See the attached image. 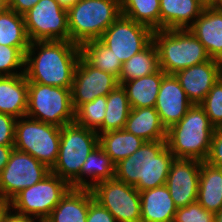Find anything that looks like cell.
Here are the masks:
<instances>
[{
	"instance_id": "6da1fadb",
	"label": "cell",
	"mask_w": 222,
	"mask_h": 222,
	"mask_svg": "<svg viewBox=\"0 0 222 222\" xmlns=\"http://www.w3.org/2000/svg\"><path fill=\"white\" fill-rule=\"evenodd\" d=\"M80 57V46L71 41H33L25 54L24 75L28 82L71 88Z\"/></svg>"
},
{
	"instance_id": "7a4b0ae2",
	"label": "cell",
	"mask_w": 222,
	"mask_h": 222,
	"mask_svg": "<svg viewBox=\"0 0 222 222\" xmlns=\"http://www.w3.org/2000/svg\"><path fill=\"white\" fill-rule=\"evenodd\" d=\"M173 153L166 140L144 142L141 147L115 165V178L139 192L166 185Z\"/></svg>"
},
{
	"instance_id": "3957f363",
	"label": "cell",
	"mask_w": 222,
	"mask_h": 222,
	"mask_svg": "<svg viewBox=\"0 0 222 222\" xmlns=\"http://www.w3.org/2000/svg\"><path fill=\"white\" fill-rule=\"evenodd\" d=\"M214 131L204 109L193 104L182 119L167 130V147L175 158L205 161Z\"/></svg>"
},
{
	"instance_id": "277c9868",
	"label": "cell",
	"mask_w": 222,
	"mask_h": 222,
	"mask_svg": "<svg viewBox=\"0 0 222 222\" xmlns=\"http://www.w3.org/2000/svg\"><path fill=\"white\" fill-rule=\"evenodd\" d=\"M153 42L158 50L159 68L176 74L210 59L204 45L189 29L154 30Z\"/></svg>"
},
{
	"instance_id": "5b68a950",
	"label": "cell",
	"mask_w": 222,
	"mask_h": 222,
	"mask_svg": "<svg viewBox=\"0 0 222 222\" xmlns=\"http://www.w3.org/2000/svg\"><path fill=\"white\" fill-rule=\"evenodd\" d=\"M120 15V0H79L67 10L70 41L99 40Z\"/></svg>"
},
{
	"instance_id": "8992f818",
	"label": "cell",
	"mask_w": 222,
	"mask_h": 222,
	"mask_svg": "<svg viewBox=\"0 0 222 222\" xmlns=\"http://www.w3.org/2000/svg\"><path fill=\"white\" fill-rule=\"evenodd\" d=\"M99 145V134L75 122L61 127L57 161L51 172L71 188H79V173L90 152Z\"/></svg>"
},
{
	"instance_id": "52a82bcc",
	"label": "cell",
	"mask_w": 222,
	"mask_h": 222,
	"mask_svg": "<svg viewBox=\"0 0 222 222\" xmlns=\"http://www.w3.org/2000/svg\"><path fill=\"white\" fill-rule=\"evenodd\" d=\"M26 117L59 127L74 123L71 88L28 82Z\"/></svg>"
},
{
	"instance_id": "ba28073f",
	"label": "cell",
	"mask_w": 222,
	"mask_h": 222,
	"mask_svg": "<svg viewBox=\"0 0 222 222\" xmlns=\"http://www.w3.org/2000/svg\"><path fill=\"white\" fill-rule=\"evenodd\" d=\"M17 120L14 149L30 154L52 169L58 157L61 127L26 116Z\"/></svg>"
},
{
	"instance_id": "9c48e42d",
	"label": "cell",
	"mask_w": 222,
	"mask_h": 222,
	"mask_svg": "<svg viewBox=\"0 0 222 222\" xmlns=\"http://www.w3.org/2000/svg\"><path fill=\"white\" fill-rule=\"evenodd\" d=\"M70 188L65 180L50 172L40 182L21 190L6 205L44 222Z\"/></svg>"
},
{
	"instance_id": "30bf717a",
	"label": "cell",
	"mask_w": 222,
	"mask_h": 222,
	"mask_svg": "<svg viewBox=\"0 0 222 222\" xmlns=\"http://www.w3.org/2000/svg\"><path fill=\"white\" fill-rule=\"evenodd\" d=\"M51 169L28 153L13 149L0 173V204H7L21 190L43 180Z\"/></svg>"
},
{
	"instance_id": "8fae6325",
	"label": "cell",
	"mask_w": 222,
	"mask_h": 222,
	"mask_svg": "<svg viewBox=\"0 0 222 222\" xmlns=\"http://www.w3.org/2000/svg\"><path fill=\"white\" fill-rule=\"evenodd\" d=\"M23 16L30 42L70 41L67 10L56 0H40Z\"/></svg>"
},
{
	"instance_id": "7c38bea8",
	"label": "cell",
	"mask_w": 222,
	"mask_h": 222,
	"mask_svg": "<svg viewBox=\"0 0 222 222\" xmlns=\"http://www.w3.org/2000/svg\"><path fill=\"white\" fill-rule=\"evenodd\" d=\"M99 40L123 64L153 41V30L121 14Z\"/></svg>"
},
{
	"instance_id": "4fadbf2b",
	"label": "cell",
	"mask_w": 222,
	"mask_h": 222,
	"mask_svg": "<svg viewBox=\"0 0 222 222\" xmlns=\"http://www.w3.org/2000/svg\"><path fill=\"white\" fill-rule=\"evenodd\" d=\"M91 191L117 222H141V198L134 186L114 177L97 183Z\"/></svg>"
},
{
	"instance_id": "5bb4252c",
	"label": "cell",
	"mask_w": 222,
	"mask_h": 222,
	"mask_svg": "<svg viewBox=\"0 0 222 222\" xmlns=\"http://www.w3.org/2000/svg\"><path fill=\"white\" fill-rule=\"evenodd\" d=\"M119 85L118 78L111 73L89 65L80 57L71 86V101L74 111L82 104L100 96H107Z\"/></svg>"
},
{
	"instance_id": "9a60e30c",
	"label": "cell",
	"mask_w": 222,
	"mask_h": 222,
	"mask_svg": "<svg viewBox=\"0 0 222 222\" xmlns=\"http://www.w3.org/2000/svg\"><path fill=\"white\" fill-rule=\"evenodd\" d=\"M201 161L174 158L171 163L166 186L174 205L185 207L197 202Z\"/></svg>"
},
{
	"instance_id": "2e32d148",
	"label": "cell",
	"mask_w": 222,
	"mask_h": 222,
	"mask_svg": "<svg viewBox=\"0 0 222 222\" xmlns=\"http://www.w3.org/2000/svg\"><path fill=\"white\" fill-rule=\"evenodd\" d=\"M192 104H200L213 85L222 77V62L209 59L175 74Z\"/></svg>"
},
{
	"instance_id": "e0dca14e",
	"label": "cell",
	"mask_w": 222,
	"mask_h": 222,
	"mask_svg": "<svg viewBox=\"0 0 222 222\" xmlns=\"http://www.w3.org/2000/svg\"><path fill=\"white\" fill-rule=\"evenodd\" d=\"M192 105L175 74H165L158 92L155 109L166 130L178 123Z\"/></svg>"
},
{
	"instance_id": "ac0fdd59",
	"label": "cell",
	"mask_w": 222,
	"mask_h": 222,
	"mask_svg": "<svg viewBox=\"0 0 222 222\" xmlns=\"http://www.w3.org/2000/svg\"><path fill=\"white\" fill-rule=\"evenodd\" d=\"M204 45L209 57L222 62V10L206 5L188 28Z\"/></svg>"
},
{
	"instance_id": "d6986e66",
	"label": "cell",
	"mask_w": 222,
	"mask_h": 222,
	"mask_svg": "<svg viewBox=\"0 0 222 222\" xmlns=\"http://www.w3.org/2000/svg\"><path fill=\"white\" fill-rule=\"evenodd\" d=\"M159 3L160 30L188 29L200 16L207 0H159Z\"/></svg>"
},
{
	"instance_id": "ffe728a7",
	"label": "cell",
	"mask_w": 222,
	"mask_h": 222,
	"mask_svg": "<svg viewBox=\"0 0 222 222\" xmlns=\"http://www.w3.org/2000/svg\"><path fill=\"white\" fill-rule=\"evenodd\" d=\"M27 106L28 80L25 75L0 76V113L23 118Z\"/></svg>"
},
{
	"instance_id": "44dd1931",
	"label": "cell",
	"mask_w": 222,
	"mask_h": 222,
	"mask_svg": "<svg viewBox=\"0 0 222 222\" xmlns=\"http://www.w3.org/2000/svg\"><path fill=\"white\" fill-rule=\"evenodd\" d=\"M91 189L70 188L44 222H86Z\"/></svg>"
},
{
	"instance_id": "7402d4cb",
	"label": "cell",
	"mask_w": 222,
	"mask_h": 222,
	"mask_svg": "<svg viewBox=\"0 0 222 222\" xmlns=\"http://www.w3.org/2000/svg\"><path fill=\"white\" fill-rule=\"evenodd\" d=\"M141 222H173L177 207L166 185L140 191Z\"/></svg>"
},
{
	"instance_id": "603a6c76",
	"label": "cell",
	"mask_w": 222,
	"mask_h": 222,
	"mask_svg": "<svg viewBox=\"0 0 222 222\" xmlns=\"http://www.w3.org/2000/svg\"><path fill=\"white\" fill-rule=\"evenodd\" d=\"M124 129L145 142L167 138V130L162 125L155 107L131 108Z\"/></svg>"
},
{
	"instance_id": "cb8c5ba5",
	"label": "cell",
	"mask_w": 222,
	"mask_h": 222,
	"mask_svg": "<svg viewBox=\"0 0 222 222\" xmlns=\"http://www.w3.org/2000/svg\"><path fill=\"white\" fill-rule=\"evenodd\" d=\"M197 202L209 212L222 209V168L201 161Z\"/></svg>"
},
{
	"instance_id": "d4e9b609",
	"label": "cell",
	"mask_w": 222,
	"mask_h": 222,
	"mask_svg": "<svg viewBox=\"0 0 222 222\" xmlns=\"http://www.w3.org/2000/svg\"><path fill=\"white\" fill-rule=\"evenodd\" d=\"M165 74L163 70L159 69L151 75L123 82L121 85L126 91L130 107H155L158 92Z\"/></svg>"
},
{
	"instance_id": "484cf974",
	"label": "cell",
	"mask_w": 222,
	"mask_h": 222,
	"mask_svg": "<svg viewBox=\"0 0 222 222\" xmlns=\"http://www.w3.org/2000/svg\"><path fill=\"white\" fill-rule=\"evenodd\" d=\"M83 175H88L90 178L92 177V182H87ZM114 177L115 164L103 148L98 145L90 152L82 165L79 173V188L91 189L97 183L113 179Z\"/></svg>"
},
{
	"instance_id": "4316f807",
	"label": "cell",
	"mask_w": 222,
	"mask_h": 222,
	"mask_svg": "<svg viewBox=\"0 0 222 222\" xmlns=\"http://www.w3.org/2000/svg\"><path fill=\"white\" fill-rule=\"evenodd\" d=\"M145 141L125 129L99 135V145L116 165L137 151Z\"/></svg>"
},
{
	"instance_id": "83f0119b",
	"label": "cell",
	"mask_w": 222,
	"mask_h": 222,
	"mask_svg": "<svg viewBox=\"0 0 222 222\" xmlns=\"http://www.w3.org/2000/svg\"><path fill=\"white\" fill-rule=\"evenodd\" d=\"M159 69L158 50L152 41L145 49L122 64L118 78L119 85L135 78L151 75Z\"/></svg>"
},
{
	"instance_id": "f1b7e54d",
	"label": "cell",
	"mask_w": 222,
	"mask_h": 222,
	"mask_svg": "<svg viewBox=\"0 0 222 222\" xmlns=\"http://www.w3.org/2000/svg\"><path fill=\"white\" fill-rule=\"evenodd\" d=\"M80 54L89 65L119 78L122 62L100 40H90L81 44Z\"/></svg>"
},
{
	"instance_id": "f546056e",
	"label": "cell",
	"mask_w": 222,
	"mask_h": 222,
	"mask_svg": "<svg viewBox=\"0 0 222 222\" xmlns=\"http://www.w3.org/2000/svg\"><path fill=\"white\" fill-rule=\"evenodd\" d=\"M131 110L127 94L122 85H118L107 95V107L102 123V133L125 128Z\"/></svg>"
},
{
	"instance_id": "4dcf8cb0",
	"label": "cell",
	"mask_w": 222,
	"mask_h": 222,
	"mask_svg": "<svg viewBox=\"0 0 222 222\" xmlns=\"http://www.w3.org/2000/svg\"><path fill=\"white\" fill-rule=\"evenodd\" d=\"M120 11L123 16L153 31L160 30L159 0H120Z\"/></svg>"
},
{
	"instance_id": "1f68e13d",
	"label": "cell",
	"mask_w": 222,
	"mask_h": 222,
	"mask_svg": "<svg viewBox=\"0 0 222 222\" xmlns=\"http://www.w3.org/2000/svg\"><path fill=\"white\" fill-rule=\"evenodd\" d=\"M0 45L29 47L24 16L6 8L0 14Z\"/></svg>"
},
{
	"instance_id": "d6a6232c",
	"label": "cell",
	"mask_w": 222,
	"mask_h": 222,
	"mask_svg": "<svg viewBox=\"0 0 222 222\" xmlns=\"http://www.w3.org/2000/svg\"><path fill=\"white\" fill-rule=\"evenodd\" d=\"M107 107V96H100L82 104L75 111V123L102 134V123ZM99 129V131H98ZM101 131V132H100Z\"/></svg>"
},
{
	"instance_id": "836d02e7",
	"label": "cell",
	"mask_w": 222,
	"mask_h": 222,
	"mask_svg": "<svg viewBox=\"0 0 222 222\" xmlns=\"http://www.w3.org/2000/svg\"><path fill=\"white\" fill-rule=\"evenodd\" d=\"M29 47H10L0 45V76H13L24 74V69L21 72L15 73L14 69L24 67L25 54Z\"/></svg>"
},
{
	"instance_id": "e575fe53",
	"label": "cell",
	"mask_w": 222,
	"mask_h": 222,
	"mask_svg": "<svg viewBox=\"0 0 222 222\" xmlns=\"http://www.w3.org/2000/svg\"><path fill=\"white\" fill-rule=\"evenodd\" d=\"M215 128L222 127V77L199 104Z\"/></svg>"
},
{
	"instance_id": "d590c367",
	"label": "cell",
	"mask_w": 222,
	"mask_h": 222,
	"mask_svg": "<svg viewBox=\"0 0 222 222\" xmlns=\"http://www.w3.org/2000/svg\"><path fill=\"white\" fill-rule=\"evenodd\" d=\"M215 213L204 209L198 202L179 207L173 222H214Z\"/></svg>"
},
{
	"instance_id": "8d00e7d4",
	"label": "cell",
	"mask_w": 222,
	"mask_h": 222,
	"mask_svg": "<svg viewBox=\"0 0 222 222\" xmlns=\"http://www.w3.org/2000/svg\"><path fill=\"white\" fill-rule=\"evenodd\" d=\"M16 118L0 113V145L14 146Z\"/></svg>"
},
{
	"instance_id": "74e56055",
	"label": "cell",
	"mask_w": 222,
	"mask_h": 222,
	"mask_svg": "<svg viewBox=\"0 0 222 222\" xmlns=\"http://www.w3.org/2000/svg\"><path fill=\"white\" fill-rule=\"evenodd\" d=\"M205 161L210 165L222 168V127L215 128Z\"/></svg>"
},
{
	"instance_id": "f35d334b",
	"label": "cell",
	"mask_w": 222,
	"mask_h": 222,
	"mask_svg": "<svg viewBox=\"0 0 222 222\" xmlns=\"http://www.w3.org/2000/svg\"><path fill=\"white\" fill-rule=\"evenodd\" d=\"M86 222H117L114 216L99 202L93 199L88 208Z\"/></svg>"
},
{
	"instance_id": "ab89813d",
	"label": "cell",
	"mask_w": 222,
	"mask_h": 222,
	"mask_svg": "<svg viewBox=\"0 0 222 222\" xmlns=\"http://www.w3.org/2000/svg\"><path fill=\"white\" fill-rule=\"evenodd\" d=\"M10 209L8 205L0 204V222H35V218L17 212L12 213Z\"/></svg>"
},
{
	"instance_id": "60d3db41",
	"label": "cell",
	"mask_w": 222,
	"mask_h": 222,
	"mask_svg": "<svg viewBox=\"0 0 222 222\" xmlns=\"http://www.w3.org/2000/svg\"><path fill=\"white\" fill-rule=\"evenodd\" d=\"M40 0H7V8L24 15L32 7H34Z\"/></svg>"
},
{
	"instance_id": "b9f144b4",
	"label": "cell",
	"mask_w": 222,
	"mask_h": 222,
	"mask_svg": "<svg viewBox=\"0 0 222 222\" xmlns=\"http://www.w3.org/2000/svg\"><path fill=\"white\" fill-rule=\"evenodd\" d=\"M14 146H2L0 145V173L9 161L11 152Z\"/></svg>"
},
{
	"instance_id": "7bdbcfd3",
	"label": "cell",
	"mask_w": 222,
	"mask_h": 222,
	"mask_svg": "<svg viewBox=\"0 0 222 222\" xmlns=\"http://www.w3.org/2000/svg\"><path fill=\"white\" fill-rule=\"evenodd\" d=\"M63 9L68 10L74 6L79 0H56Z\"/></svg>"
},
{
	"instance_id": "ee69618b",
	"label": "cell",
	"mask_w": 222,
	"mask_h": 222,
	"mask_svg": "<svg viewBox=\"0 0 222 222\" xmlns=\"http://www.w3.org/2000/svg\"><path fill=\"white\" fill-rule=\"evenodd\" d=\"M207 4L214 8L222 10V0H208Z\"/></svg>"
},
{
	"instance_id": "f6af8a7d",
	"label": "cell",
	"mask_w": 222,
	"mask_h": 222,
	"mask_svg": "<svg viewBox=\"0 0 222 222\" xmlns=\"http://www.w3.org/2000/svg\"><path fill=\"white\" fill-rule=\"evenodd\" d=\"M7 8V0H0V14Z\"/></svg>"
},
{
	"instance_id": "bcb514c9",
	"label": "cell",
	"mask_w": 222,
	"mask_h": 222,
	"mask_svg": "<svg viewBox=\"0 0 222 222\" xmlns=\"http://www.w3.org/2000/svg\"><path fill=\"white\" fill-rule=\"evenodd\" d=\"M214 222H222V209L215 213V220Z\"/></svg>"
}]
</instances>
